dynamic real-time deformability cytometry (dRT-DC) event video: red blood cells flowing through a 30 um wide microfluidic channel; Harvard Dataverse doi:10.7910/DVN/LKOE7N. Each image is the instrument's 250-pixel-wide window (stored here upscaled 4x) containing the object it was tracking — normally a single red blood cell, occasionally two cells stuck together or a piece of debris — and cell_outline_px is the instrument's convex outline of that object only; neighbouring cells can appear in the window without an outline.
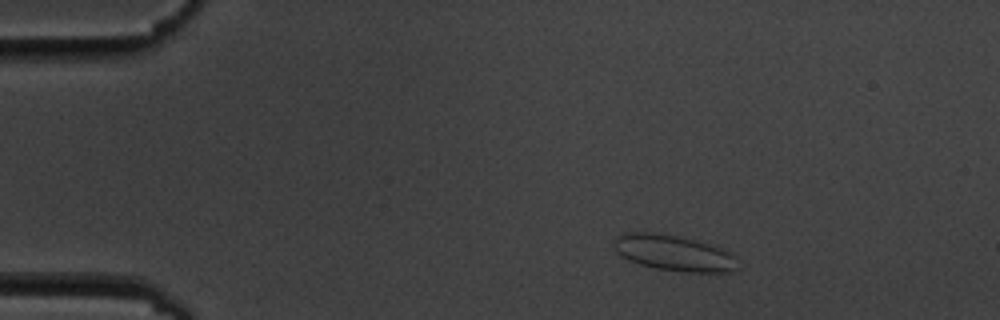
{"species": "common noctule bat (a hibernating species)", "species_latin": "Nyctalus noctula", "temperature_condition": "cold", "stored_images_in_passage": 3, "camera_frame_rate_fps": 3000, "um_per_image_px": 0.085, "animal": {"sex": "male", "body_mass_g": 19.5, "forearm_length_mm": 54.6}, "frame": {"image": 1, "passage_image": 1, "time_ms": 0.0, "image_size_px": [1000, 320], "cell_outline_px": [[740, 268], [732, 272], [684, 272], [656, 268], [640, 264], [628, 260], [620, 256], [616, 252], [616, 236], [624, 232], [660, 232], [696, 240], [732, 252], [736, 256]], "centroid_in_image_um": [57.32, 21.5], "position_along_channel_um": 27.7, "area_um2": 26.13}}